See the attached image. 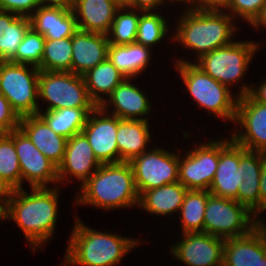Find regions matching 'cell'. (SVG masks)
Returning <instances> with one entry per match:
<instances>
[{
	"label": "cell",
	"instance_id": "obj_1",
	"mask_svg": "<svg viewBox=\"0 0 266 266\" xmlns=\"http://www.w3.org/2000/svg\"><path fill=\"white\" fill-rule=\"evenodd\" d=\"M57 191L56 188L38 187L28 194L21 188L10 194L7 218L15 220L33 247L46 243L53 234L58 211Z\"/></svg>",
	"mask_w": 266,
	"mask_h": 266
},
{
	"label": "cell",
	"instance_id": "obj_2",
	"mask_svg": "<svg viewBox=\"0 0 266 266\" xmlns=\"http://www.w3.org/2000/svg\"><path fill=\"white\" fill-rule=\"evenodd\" d=\"M80 191L77 203L103 209L131 207L139 202L130 162L101 164Z\"/></svg>",
	"mask_w": 266,
	"mask_h": 266
},
{
	"label": "cell",
	"instance_id": "obj_3",
	"mask_svg": "<svg viewBox=\"0 0 266 266\" xmlns=\"http://www.w3.org/2000/svg\"><path fill=\"white\" fill-rule=\"evenodd\" d=\"M221 11L216 7H191L179 21L175 40L189 49L196 50L198 58L214 49L229 45L235 31L231 21L233 17L230 13Z\"/></svg>",
	"mask_w": 266,
	"mask_h": 266
},
{
	"label": "cell",
	"instance_id": "obj_4",
	"mask_svg": "<svg viewBox=\"0 0 266 266\" xmlns=\"http://www.w3.org/2000/svg\"><path fill=\"white\" fill-rule=\"evenodd\" d=\"M65 260L68 264L85 266H113L128 253L137 242L109 233L90 229L77 219L72 231Z\"/></svg>",
	"mask_w": 266,
	"mask_h": 266
},
{
	"label": "cell",
	"instance_id": "obj_5",
	"mask_svg": "<svg viewBox=\"0 0 266 266\" xmlns=\"http://www.w3.org/2000/svg\"><path fill=\"white\" fill-rule=\"evenodd\" d=\"M177 63V69L198 105L216 114L217 117L235 121L238 96L233 99L229 87L213 79L195 64L184 60Z\"/></svg>",
	"mask_w": 266,
	"mask_h": 266
},
{
	"label": "cell",
	"instance_id": "obj_6",
	"mask_svg": "<svg viewBox=\"0 0 266 266\" xmlns=\"http://www.w3.org/2000/svg\"><path fill=\"white\" fill-rule=\"evenodd\" d=\"M26 64L0 61V93L7 98L18 116L24 117L39 113L37 103L39 68Z\"/></svg>",
	"mask_w": 266,
	"mask_h": 266
},
{
	"label": "cell",
	"instance_id": "obj_7",
	"mask_svg": "<svg viewBox=\"0 0 266 266\" xmlns=\"http://www.w3.org/2000/svg\"><path fill=\"white\" fill-rule=\"evenodd\" d=\"M251 214L254 213L235 199L211 194L205 209L203 232L224 240L245 236L255 228L256 219Z\"/></svg>",
	"mask_w": 266,
	"mask_h": 266
},
{
	"label": "cell",
	"instance_id": "obj_8",
	"mask_svg": "<svg viewBox=\"0 0 266 266\" xmlns=\"http://www.w3.org/2000/svg\"><path fill=\"white\" fill-rule=\"evenodd\" d=\"M38 94L50 103L46 111L98 107L89 96L83 77L72 72L40 70Z\"/></svg>",
	"mask_w": 266,
	"mask_h": 266
},
{
	"label": "cell",
	"instance_id": "obj_9",
	"mask_svg": "<svg viewBox=\"0 0 266 266\" xmlns=\"http://www.w3.org/2000/svg\"><path fill=\"white\" fill-rule=\"evenodd\" d=\"M257 47V43L253 42H232L203 54L195 65L229 87L230 83L240 80L243 76Z\"/></svg>",
	"mask_w": 266,
	"mask_h": 266
},
{
	"label": "cell",
	"instance_id": "obj_10",
	"mask_svg": "<svg viewBox=\"0 0 266 266\" xmlns=\"http://www.w3.org/2000/svg\"><path fill=\"white\" fill-rule=\"evenodd\" d=\"M152 150L145 151L130 161L139 195L144 191L178 182L179 155L161 148Z\"/></svg>",
	"mask_w": 266,
	"mask_h": 266
},
{
	"label": "cell",
	"instance_id": "obj_11",
	"mask_svg": "<svg viewBox=\"0 0 266 266\" xmlns=\"http://www.w3.org/2000/svg\"><path fill=\"white\" fill-rule=\"evenodd\" d=\"M178 181L187 190L209 191L219 164V142H209L195 148L180 160Z\"/></svg>",
	"mask_w": 266,
	"mask_h": 266
},
{
	"label": "cell",
	"instance_id": "obj_12",
	"mask_svg": "<svg viewBox=\"0 0 266 266\" xmlns=\"http://www.w3.org/2000/svg\"><path fill=\"white\" fill-rule=\"evenodd\" d=\"M8 134L14 140L22 179H26L32 188L58 182V167L36 148L20 128Z\"/></svg>",
	"mask_w": 266,
	"mask_h": 266
},
{
	"label": "cell",
	"instance_id": "obj_13",
	"mask_svg": "<svg viewBox=\"0 0 266 266\" xmlns=\"http://www.w3.org/2000/svg\"><path fill=\"white\" fill-rule=\"evenodd\" d=\"M235 121L244 126L246 132L234 133L231 139L249 151L266 154V105L249 93L238 97Z\"/></svg>",
	"mask_w": 266,
	"mask_h": 266
},
{
	"label": "cell",
	"instance_id": "obj_14",
	"mask_svg": "<svg viewBox=\"0 0 266 266\" xmlns=\"http://www.w3.org/2000/svg\"><path fill=\"white\" fill-rule=\"evenodd\" d=\"M104 111L105 109L101 106L91 111L82 129V133L88 139L95 157L101 164L119 163V151L116 139L118 117L111 114L109 116ZM97 115H103V117Z\"/></svg>",
	"mask_w": 266,
	"mask_h": 266
},
{
	"label": "cell",
	"instance_id": "obj_15",
	"mask_svg": "<svg viewBox=\"0 0 266 266\" xmlns=\"http://www.w3.org/2000/svg\"><path fill=\"white\" fill-rule=\"evenodd\" d=\"M171 249L173 256L189 266H223L225 240L205 232L186 233Z\"/></svg>",
	"mask_w": 266,
	"mask_h": 266
},
{
	"label": "cell",
	"instance_id": "obj_16",
	"mask_svg": "<svg viewBox=\"0 0 266 266\" xmlns=\"http://www.w3.org/2000/svg\"><path fill=\"white\" fill-rule=\"evenodd\" d=\"M230 140L219 141V164L209 193L217 197L236 199L244 179L239 165L240 145Z\"/></svg>",
	"mask_w": 266,
	"mask_h": 266
},
{
	"label": "cell",
	"instance_id": "obj_17",
	"mask_svg": "<svg viewBox=\"0 0 266 266\" xmlns=\"http://www.w3.org/2000/svg\"><path fill=\"white\" fill-rule=\"evenodd\" d=\"M100 165L86 136L83 133L75 134L67 140L63 161L58 166V182L63 178L65 180L69 173L81 180L83 185ZM91 169L94 171L91 172Z\"/></svg>",
	"mask_w": 266,
	"mask_h": 266
},
{
	"label": "cell",
	"instance_id": "obj_18",
	"mask_svg": "<svg viewBox=\"0 0 266 266\" xmlns=\"http://www.w3.org/2000/svg\"><path fill=\"white\" fill-rule=\"evenodd\" d=\"M108 35L77 30L72 36L71 72L84 75L108 58Z\"/></svg>",
	"mask_w": 266,
	"mask_h": 266
},
{
	"label": "cell",
	"instance_id": "obj_19",
	"mask_svg": "<svg viewBox=\"0 0 266 266\" xmlns=\"http://www.w3.org/2000/svg\"><path fill=\"white\" fill-rule=\"evenodd\" d=\"M30 14L31 27L46 40L72 37L78 30L71 7L40 5Z\"/></svg>",
	"mask_w": 266,
	"mask_h": 266
},
{
	"label": "cell",
	"instance_id": "obj_20",
	"mask_svg": "<svg viewBox=\"0 0 266 266\" xmlns=\"http://www.w3.org/2000/svg\"><path fill=\"white\" fill-rule=\"evenodd\" d=\"M121 6L117 0H73L71 9L79 30L108 35Z\"/></svg>",
	"mask_w": 266,
	"mask_h": 266
},
{
	"label": "cell",
	"instance_id": "obj_21",
	"mask_svg": "<svg viewBox=\"0 0 266 266\" xmlns=\"http://www.w3.org/2000/svg\"><path fill=\"white\" fill-rule=\"evenodd\" d=\"M19 128L53 164L62 163L68 139L55 133L39 114L21 117Z\"/></svg>",
	"mask_w": 266,
	"mask_h": 266
},
{
	"label": "cell",
	"instance_id": "obj_22",
	"mask_svg": "<svg viewBox=\"0 0 266 266\" xmlns=\"http://www.w3.org/2000/svg\"><path fill=\"white\" fill-rule=\"evenodd\" d=\"M266 256V244L254 228L249 234L225 240L223 266H255L259 258Z\"/></svg>",
	"mask_w": 266,
	"mask_h": 266
},
{
	"label": "cell",
	"instance_id": "obj_23",
	"mask_svg": "<svg viewBox=\"0 0 266 266\" xmlns=\"http://www.w3.org/2000/svg\"><path fill=\"white\" fill-rule=\"evenodd\" d=\"M148 120H124L118 118L117 145L119 162H130L145 152L150 140Z\"/></svg>",
	"mask_w": 266,
	"mask_h": 266
},
{
	"label": "cell",
	"instance_id": "obj_24",
	"mask_svg": "<svg viewBox=\"0 0 266 266\" xmlns=\"http://www.w3.org/2000/svg\"><path fill=\"white\" fill-rule=\"evenodd\" d=\"M125 78L109 96V102L114 104L115 111L112 115L124 120H148L147 118H137L136 116L148 115L150 104L137 87Z\"/></svg>",
	"mask_w": 266,
	"mask_h": 266
},
{
	"label": "cell",
	"instance_id": "obj_25",
	"mask_svg": "<svg viewBox=\"0 0 266 266\" xmlns=\"http://www.w3.org/2000/svg\"><path fill=\"white\" fill-rule=\"evenodd\" d=\"M89 96L97 106L106 108V101L99 94H112L113 90L126 78L109 60L105 59L82 75Z\"/></svg>",
	"mask_w": 266,
	"mask_h": 266
},
{
	"label": "cell",
	"instance_id": "obj_26",
	"mask_svg": "<svg viewBox=\"0 0 266 266\" xmlns=\"http://www.w3.org/2000/svg\"><path fill=\"white\" fill-rule=\"evenodd\" d=\"M186 192L178 181L142 192L138 205L150 213L167 215L181 209Z\"/></svg>",
	"mask_w": 266,
	"mask_h": 266
},
{
	"label": "cell",
	"instance_id": "obj_27",
	"mask_svg": "<svg viewBox=\"0 0 266 266\" xmlns=\"http://www.w3.org/2000/svg\"><path fill=\"white\" fill-rule=\"evenodd\" d=\"M31 27L29 17L0 11V61H10Z\"/></svg>",
	"mask_w": 266,
	"mask_h": 266
},
{
	"label": "cell",
	"instance_id": "obj_28",
	"mask_svg": "<svg viewBox=\"0 0 266 266\" xmlns=\"http://www.w3.org/2000/svg\"><path fill=\"white\" fill-rule=\"evenodd\" d=\"M108 58L126 78H132L147 67L150 51L148 47L136 42L126 45H110Z\"/></svg>",
	"mask_w": 266,
	"mask_h": 266
},
{
	"label": "cell",
	"instance_id": "obj_29",
	"mask_svg": "<svg viewBox=\"0 0 266 266\" xmlns=\"http://www.w3.org/2000/svg\"><path fill=\"white\" fill-rule=\"evenodd\" d=\"M96 107L63 108L38 113L49 127L57 134L69 139L82 133L88 115Z\"/></svg>",
	"mask_w": 266,
	"mask_h": 266
},
{
	"label": "cell",
	"instance_id": "obj_30",
	"mask_svg": "<svg viewBox=\"0 0 266 266\" xmlns=\"http://www.w3.org/2000/svg\"><path fill=\"white\" fill-rule=\"evenodd\" d=\"M210 195L206 190H187L179 210L184 234L203 232L205 209Z\"/></svg>",
	"mask_w": 266,
	"mask_h": 266
},
{
	"label": "cell",
	"instance_id": "obj_31",
	"mask_svg": "<svg viewBox=\"0 0 266 266\" xmlns=\"http://www.w3.org/2000/svg\"><path fill=\"white\" fill-rule=\"evenodd\" d=\"M72 37L60 40H45L42 62L38 66L42 71L71 72Z\"/></svg>",
	"mask_w": 266,
	"mask_h": 266
},
{
	"label": "cell",
	"instance_id": "obj_32",
	"mask_svg": "<svg viewBox=\"0 0 266 266\" xmlns=\"http://www.w3.org/2000/svg\"><path fill=\"white\" fill-rule=\"evenodd\" d=\"M0 178L11 190L22 188V174L13 138L0 133Z\"/></svg>",
	"mask_w": 266,
	"mask_h": 266
},
{
	"label": "cell",
	"instance_id": "obj_33",
	"mask_svg": "<svg viewBox=\"0 0 266 266\" xmlns=\"http://www.w3.org/2000/svg\"><path fill=\"white\" fill-rule=\"evenodd\" d=\"M125 9L127 11L128 7L126 5H122L116 15L111 25V29L108 32V35H113L114 37L108 36V42L110 45H126L135 43L138 22L140 19V15L134 11V8H131V11H127L126 13H120ZM119 13V14H118Z\"/></svg>",
	"mask_w": 266,
	"mask_h": 266
},
{
	"label": "cell",
	"instance_id": "obj_34",
	"mask_svg": "<svg viewBox=\"0 0 266 266\" xmlns=\"http://www.w3.org/2000/svg\"><path fill=\"white\" fill-rule=\"evenodd\" d=\"M143 13L138 22L135 42L149 48L163 39L168 28L161 15L150 11H143Z\"/></svg>",
	"mask_w": 266,
	"mask_h": 266
},
{
	"label": "cell",
	"instance_id": "obj_35",
	"mask_svg": "<svg viewBox=\"0 0 266 266\" xmlns=\"http://www.w3.org/2000/svg\"><path fill=\"white\" fill-rule=\"evenodd\" d=\"M45 40L43 35L30 27L10 62L38 67L42 62Z\"/></svg>",
	"mask_w": 266,
	"mask_h": 266
},
{
	"label": "cell",
	"instance_id": "obj_36",
	"mask_svg": "<svg viewBox=\"0 0 266 266\" xmlns=\"http://www.w3.org/2000/svg\"><path fill=\"white\" fill-rule=\"evenodd\" d=\"M266 0H226L220 9H229L233 14L243 17L248 23H253L259 16Z\"/></svg>",
	"mask_w": 266,
	"mask_h": 266
},
{
	"label": "cell",
	"instance_id": "obj_37",
	"mask_svg": "<svg viewBox=\"0 0 266 266\" xmlns=\"http://www.w3.org/2000/svg\"><path fill=\"white\" fill-rule=\"evenodd\" d=\"M265 153L249 151L240 146V166L244 180H260L263 156Z\"/></svg>",
	"mask_w": 266,
	"mask_h": 266
},
{
	"label": "cell",
	"instance_id": "obj_38",
	"mask_svg": "<svg viewBox=\"0 0 266 266\" xmlns=\"http://www.w3.org/2000/svg\"><path fill=\"white\" fill-rule=\"evenodd\" d=\"M260 180H244L240 184L238 196L235 199L238 203L245 205L254 217L260 213ZM258 212V213H257Z\"/></svg>",
	"mask_w": 266,
	"mask_h": 266
},
{
	"label": "cell",
	"instance_id": "obj_39",
	"mask_svg": "<svg viewBox=\"0 0 266 266\" xmlns=\"http://www.w3.org/2000/svg\"><path fill=\"white\" fill-rule=\"evenodd\" d=\"M20 117L9 101L0 93V133H9L19 128Z\"/></svg>",
	"mask_w": 266,
	"mask_h": 266
},
{
	"label": "cell",
	"instance_id": "obj_40",
	"mask_svg": "<svg viewBox=\"0 0 266 266\" xmlns=\"http://www.w3.org/2000/svg\"><path fill=\"white\" fill-rule=\"evenodd\" d=\"M36 6H40L38 0H0V11L12 12L18 16L30 17L29 11L37 9Z\"/></svg>",
	"mask_w": 266,
	"mask_h": 266
},
{
	"label": "cell",
	"instance_id": "obj_41",
	"mask_svg": "<svg viewBox=\"0 0 266 266\" xmlns=\"http://www.w3.org/2000/svg\"><path fill=\"white\" fill-rule=\"evenodd\" d=\"M257 90V91H256ZM250 94L256 101H258L259 103L265 104L266 105V81H264L259 87L258 89H253L251 87H247L246 85H243V87H241V91L240 94L238 95V97L246 95V94Z\"/></svg>",
	"mask_w": 266,
	"mask_h": 266
},
{
	"label": "cell",
	"instance_id": "obj_42",
	"mask_svg": "<svg viewBox=\"0 0 266 266\" xmlns=\"http://www.w3.org/2000/svg\"><path fill=\"white\" fill-rule=\"evenodd\" d=\"M164 0H128L124 5L129 9L134 8L139 11H153L159 4H163Z\"/></svg>",
	"mask_w": 266,
	"mask_h": 266
},
{
	"label": "cell",
	"instance_id": "obj_43",
	"mask_svg": "<svg viewBox=\"0 0 266 266\" xmlns=\"http://www.w3.org/2000/svg\"><path fill=\"white\" fill-rule=\"evenodd\" d=\"M260 212L266 210V154L263 156V164L260 175Z\"/></svg>",
	"mask_w": 266,
	"mask_h": 266
},
{
	"label": "cell",
	"instance_id": "obj_44",
	"mask_svg": "<svg viewBox=\"0 0 266 266\" xmlns=\"http://www.w3.org/2000/svg\"><path fill=\"white\" fill-rule=\"evenodd\" d=\"M40 5H53V6H64L71 7L73 0H38Z\"/></svg>",
	"mask_w": 266,
	"mask_h": 266
},
{
	"label": "cell",
	"instance_id": "obj_45",
	"mask_svg": "<svg viewBox=\"0 0 266 266\" xmlns=\"http://www.w3.org/2000/svg\"><path fill=\"white\" fill-rule=\"evenodd\" d=\"M12 190L7 186V184L0 178V201L7 204ZM7 197V198H5ZM5 198V199H4Z\"/></svg>",
	"mask_w": 266,
	"mask_h": 266
},
{
	"label": "cell",
	"instance_id": "obj_46",
	"mask_svg": "<svg viewBox=\"0 0 266 266\" xmlns=\"http://www.w3.org/2000/svg\"><path fill=\"white\" fill-rule=\"evenodd\" d=\"M226 0H199V8L216 7L220 8Z\"/></svg>",
	"mask_w": 266,
	"mask_h": 266
},
{
	"label": "cell",
	"instance_id": "obj_47",
	"mask_svg": "<svg viewBox=\"0 0 266 266\" xmlns=\"http://www.w3.org/2000/svg\"><path fill=\"white\" fill-rule=\"evenodd\" d=\"M251 25H253L254 27H258V25H261L264 28H266V3L262 7L259 16L254 20V22Z\"/></svg>",
	"mask_w": 266,
	"mask_h": 266
},
{
	"label": "cell",
	"instance_id": "obj_48",
	"mask_svg": "<svg viewBox=\"0 0 266 266\" xmlns=\"http://www.w3.org/2000/svg\"><path fill=\"white\" fill-rule=\"evenodd\" d=\"M255 228L258 230V232L262 235L265 244H266V226L264 225L263 220L261 221H255Z\"/></svg>",
	"mask_w": 266,
	"mask_h": 266
},
{
	"label": "cell",
	"instance_id": "obj_49",
	"mask_svg": "<svg viewBox=\"0 0 266 266\" xmlns=\"http://www.w3.org/2000/svg\"><path fill=\"white\" fill-rule=\"evenodd\" d=\"M2 218H7V204L4 205L3 202H0V220H2Z\"/></svg>",
	"mask_w": 266,
	"mask_h": 266
},
{
	"label": "cell",
	"instance_id": "obj_50",
	"mask_svg": "<svg viewBox=\"0 0 266 266\" xmlns=\"http://www.w3.org/2000/svg\"><path fill=\"white\" fill-rule=\"evenodd\" d=\"M176 1H183V2H187V3H191V5H192V3H193V5L195 4L196 6H194L195 7V9H198L199 8V0H176ZM196 1V2H195ZM173 2H174V0H173Z\"/></svg>",
	"mask_w": 266,
	"mask_h": 266
},
{
	"label": "cell",
	"instance_id": "obj_51",
	"mask_svg": "<svg viewBox=\"0 0 266 266\" xmlns=\"http://www.w3.org/2000/svg\"><path fill=\"white\" fill-rule=\"evenodd\" d=\"M255 266H266V256L264 258H259Z\"/></svg>",
	"mask_w": 266,
	"mask_h": 266
},
{
	"label": "cell",
	"instance_id": "obj_52",
	"mask_svg": "<svg viewBox=\"0 0 266 266\" xmlns=\"http://www.w3.org/2000/svg\"><path fill=\"white\" fill-rule=\"evenodd\" d=\"M119 1L122 5H124L128 0H117Z\"/></svg>",
	"mask_w": 266,
	"mask_h": 266
}]
</instances>
